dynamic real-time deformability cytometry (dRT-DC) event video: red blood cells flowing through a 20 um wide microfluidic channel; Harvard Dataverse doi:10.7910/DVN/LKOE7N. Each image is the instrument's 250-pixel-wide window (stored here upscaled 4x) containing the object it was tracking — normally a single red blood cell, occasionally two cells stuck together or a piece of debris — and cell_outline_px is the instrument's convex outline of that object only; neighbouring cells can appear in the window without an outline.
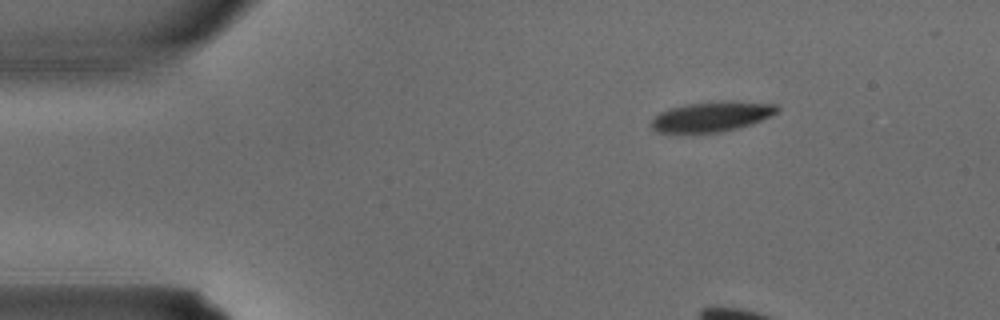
{"species": "common noctule bat (a hibernating species)", "species_latin": "Nyctalus noctula", "temperature_condition": "warm", "stored_images_in_passage": 3, "camera_frame_rate_fps": 3000, "um_per_image_px": 0.085, "animal": {"sex": "male", "body_mass_g": 15.6}, "frame": {"image": 1, "passage_image": 3, "time_ms": 0.667, "image_size_px": [1000, 320], "cell_outline_px": [[780, 108], [776, 112], [752, 124], [736, 128], [716, 132], [656, 132], [648, 124], [652, 116], [660, 112], [684, 104], [728, 100], [732, 100], [776, 104]], "centroid_in_image_um": [60.44, 9.89], "position_along_channel_um": 24.6, "area_um2": 22.02}}